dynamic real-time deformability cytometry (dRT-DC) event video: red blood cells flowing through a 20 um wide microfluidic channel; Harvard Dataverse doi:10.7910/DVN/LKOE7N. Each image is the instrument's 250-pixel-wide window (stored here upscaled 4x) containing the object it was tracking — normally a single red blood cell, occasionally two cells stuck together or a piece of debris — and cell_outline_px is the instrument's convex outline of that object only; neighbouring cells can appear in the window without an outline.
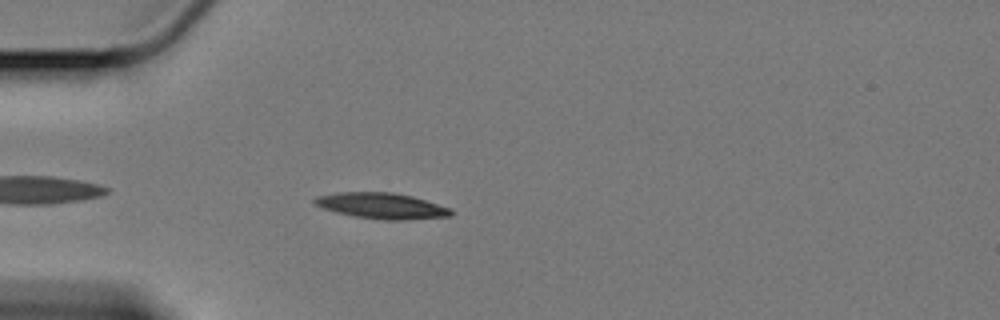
{"species": "Egyptian fruit bat (a non-hibernating species)", "species_latin": "Rousettus aegyptiacus", "temperature_condition": "cold", "stored_images_in_passage": 16, "camera_frame_rate_fps": 3000, "um_per_image_px": 0.085, "animal": {"sex": "female"}, "frame": {"image": 1, "passage_image": 4, "time_ms": 1.0, "image_size_px": [1000, 320], "cell_outline_px": [[452, 216], [404, 220], [384, 220], [356, 216], [336, 212], [324, 208], [316, 204], [312, 200], [316, 196], [336, 192], [392, 192], [412, 196], [452, 208]], "centroid_in_image_um": [32.47, 17.49], "position_along_channel_um": 52.5, "area_um2": 20.52}}
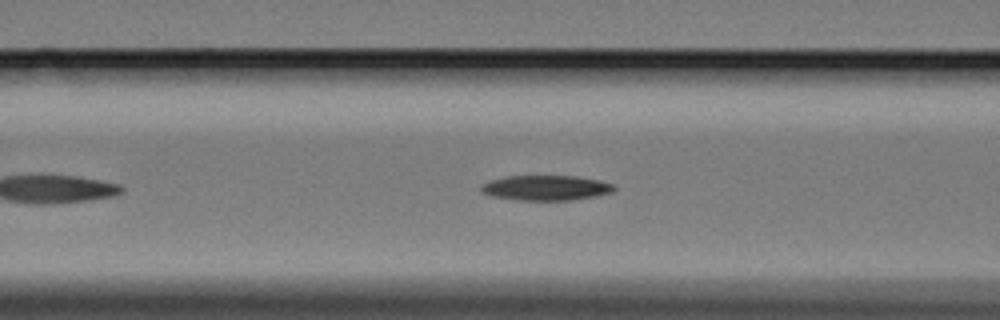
{"frame": {"image": 2, "passage_image": 11, "time_ms": 3.333, "image_size_px": [1000, 320], "cell_outline_px": [[616, 188], [612, 192], [596, 196], [568, 200], [516, 200], [492, 196], [480, 192], [480, 184], [504, 176], [576, 176], [596, 180], [612, 184]], "centroid_in_image_um": [46.34, 15.97], "position_along_channel_um": 120.3, "area_um2": 19.36}}
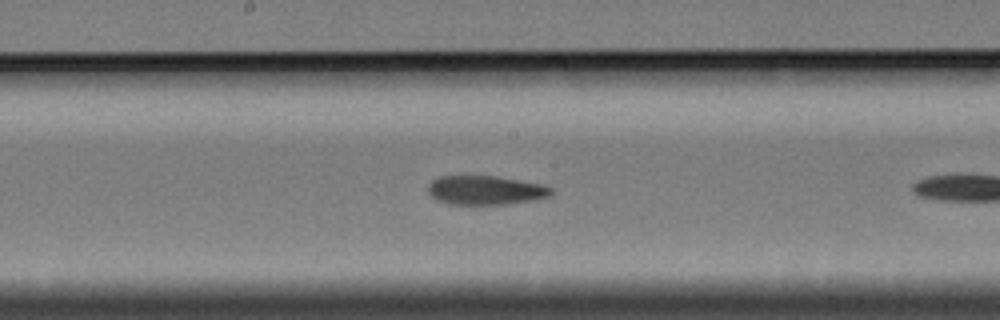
{"frame": {"image": 3, "passage_image": 15, "time_ms": 4.667, "image_size_px": [1000, 320], "cell_outline_px": [[552, 192], [548, 196], [532, 200], [504, 204], [448, 204], [436, 200], [428, 192], [428, 184], [432, 180], [440, 176], [496, 176], [540, 184], [552, 188]], "centroid_in_image_um": [41.21, 16.16], "position_along_channel_um": 207.0, "area_um2": 20.63}}